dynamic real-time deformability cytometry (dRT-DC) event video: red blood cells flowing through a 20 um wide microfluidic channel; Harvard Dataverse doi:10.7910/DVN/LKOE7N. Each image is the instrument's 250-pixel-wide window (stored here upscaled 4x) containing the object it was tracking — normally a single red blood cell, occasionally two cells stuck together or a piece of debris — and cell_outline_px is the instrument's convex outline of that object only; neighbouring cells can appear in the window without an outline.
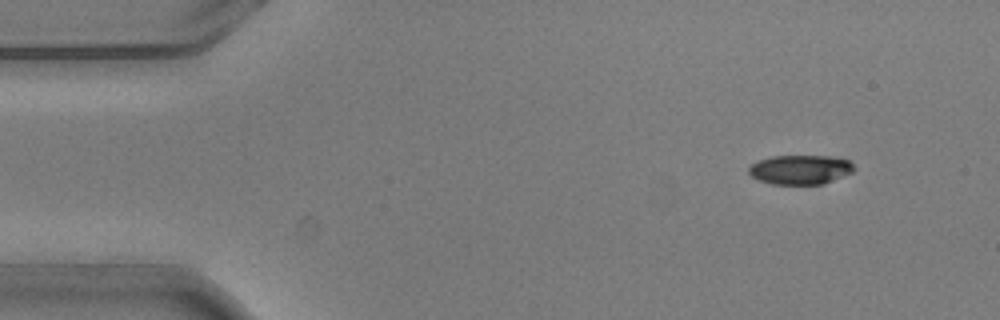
{"species": "common noctule bat (a hibernating species)", "species_latin": "Nyctalus noctula", "temperature_condition": "warm", "stored_images_in_passage": 3, "camera_frame_rate_fps": 3000, "um_per_image_px": 0.085, "animal": {"sex": "male", "body_mass_g": 20.5, "forearm_length_mm": 52.5}, "frame": {"image": 1, "passage_image": 3, "time_ms": 0.667, "image_size_px": [1000, 320], "cell_outline_px": [[856, 168], [852, 172], [824, 184], [772, 184], [760, 180], [752, 176], [748, 172], [748, 168], [752, 164], [760, 160], [772, 156], [828, 156], [848, 160]], "centroid_in_image_um": [68.03, 14.42], "position_along_channel_um": 17.0, "area_um2": 17.86}}